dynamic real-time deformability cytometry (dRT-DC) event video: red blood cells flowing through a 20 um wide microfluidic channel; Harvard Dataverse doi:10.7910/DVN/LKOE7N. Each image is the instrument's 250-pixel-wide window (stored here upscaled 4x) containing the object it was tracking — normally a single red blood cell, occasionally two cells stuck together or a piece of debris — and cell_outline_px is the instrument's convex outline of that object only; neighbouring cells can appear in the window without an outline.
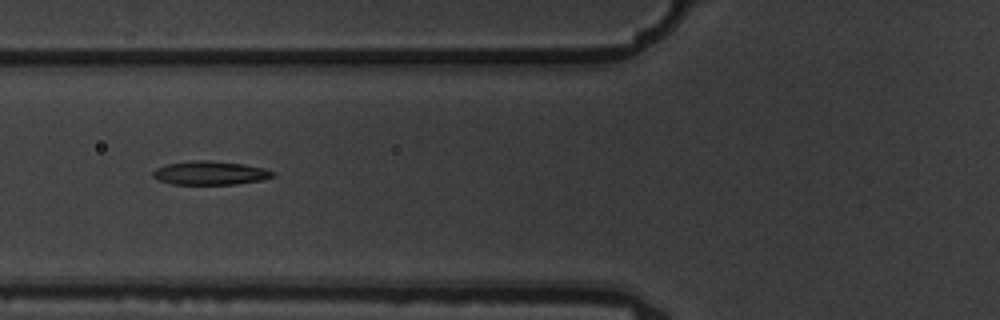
{"species": "common noctule bat (a hibernating species)", "species_latin": "Nyctalus noctula", "temperature_condition": "warm", "stored_images_in_passage": 8, "camera_frame_rate_fps": 3000, "um_per_image_px": 0.085, "animal": {"sex": "male", "body_mass_g": 19.5, "forearm_length_mm": 54.6}, "frame": {"image": 1, "passage_image": 6, "time_ms": 1.667, "image_size_px": [1000, 320], "cell_outline_px": [[276, 176], [260, 180], [236, 184], [172, 184], [156, 180], [152, 176], [152, 172], [156, 168], [168, 164], [192, 160], [208, 160], [244, 164], [264, 168], [276, 172]], "centroid_in_image_um": [17.86, 14.7], "position_along_channel_um": 107.9, "area_um2": 16.65}}
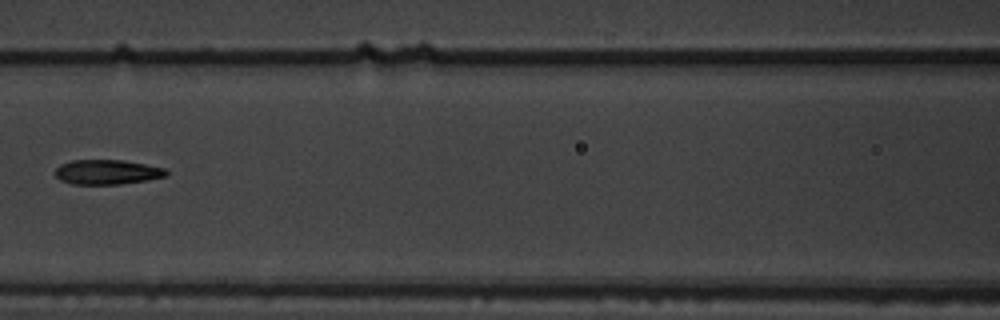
{"frame": {"image": 2, "passage_image": 7, "time_ms": 2.0, "image_size_px": [1000, 320], "cell_outline_px": [[168, 176], [148, 180], [120, 184], [72, 184], [60, 180], [56, 176], [56, 168], [60, 164], [72, 160], [124, 160], [164, 168], [168, 172]], "centroid_in_image_um": [9.11, 14.62], "position_along_channel_um": 157.5, "area_um2": 16.01}}
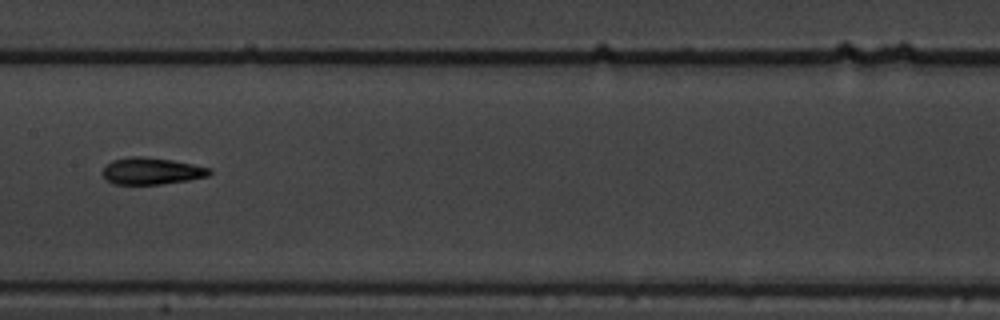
{"frame": {"image": 3, "passage_image": 8, "time_ms": 2.333, "image_size_px": [1000, 320], "cell_outline_px": [[212, 172], [208, 176], [188, 180], [160, 184], [112, 184], [100, 172], [112, 160], [128, 156], [144, 156], [172, 160], [212, 168]], "centroid_in_image_um": [12.88, 14.53], "position_along_channel_um": 194.5, "area_um2": 16.76}}